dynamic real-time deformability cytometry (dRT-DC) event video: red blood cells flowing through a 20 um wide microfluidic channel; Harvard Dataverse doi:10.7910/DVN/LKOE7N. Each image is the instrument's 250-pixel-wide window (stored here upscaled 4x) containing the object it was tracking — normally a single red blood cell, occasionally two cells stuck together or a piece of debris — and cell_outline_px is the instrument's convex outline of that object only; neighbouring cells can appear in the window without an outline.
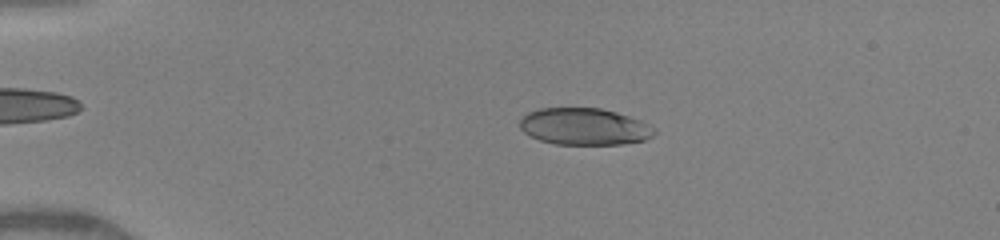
{"species": "human", "species_latin": "Homo sapiens", "temperature_condition": "warm", "stored_images_in_passage": 6, "camera_frame_rate_fps": 3000, "um_per_image_px": 0.085, "donor": {"sex": "female"}, "frame": {"image": 1, "passage_image": 4, "time_ms": 3.0, "image_size_px": [1000, 240], "cell_outline_px": [[656, 132], [652, 136], [644, 140], [624, 144], [556, 144], [540, 140], [524, 132], [520, 128], [520, 120], [528, 112], [540, 108], [600, 108], [616, 112], [640, 120], [656, 128]], "centroid_in_image_um": [49.68, 10.76], "position_along_channel_um": 35.3, "area_um2": 28.78}}
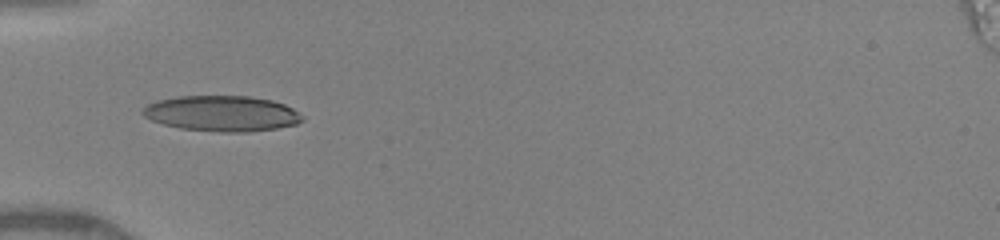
{"frame": {"image": 2, "passage_image": 6, "time_ms": 5.0, "image_size_px": [1000, 240], "cell_outline_px": [[304, 120], [296, 124], [276, 128], [248, 132], [220, 132], [180, 128], [164, 124], [152, 120], [144, 116], [140, 112], [148, 104], [156, 100], [180, 96], [248, 96], [272, 100], [284, 104], [292, 108], [304, 116]], "centroid_in_image_um": [18.87, 9.64], "position_along_channel_um": 66.1, "area_um2": 33.12}}